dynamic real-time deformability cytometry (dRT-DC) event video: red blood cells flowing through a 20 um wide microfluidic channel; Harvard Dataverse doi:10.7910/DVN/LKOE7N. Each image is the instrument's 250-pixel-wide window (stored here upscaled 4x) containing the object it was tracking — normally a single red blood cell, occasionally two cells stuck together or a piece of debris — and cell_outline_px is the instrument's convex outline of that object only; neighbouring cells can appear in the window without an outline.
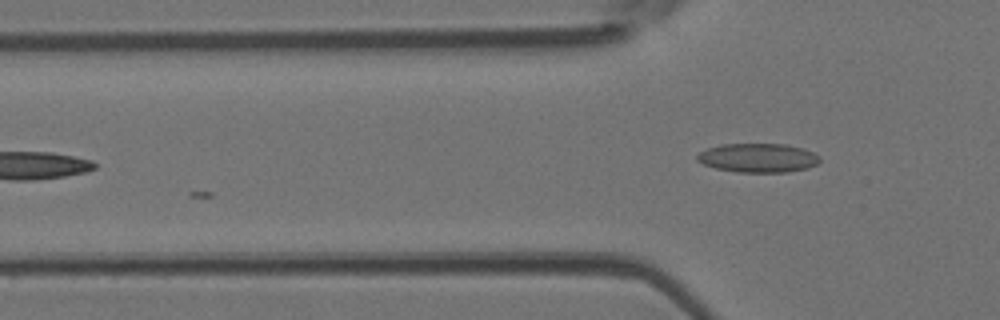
{"species": "Egyptian fruit bat (a non-hibernating species)", "species_latin": "Rousettus aegyptiacus", "temperature_condition": "room temperature", "stored_images_in_passage": 17, "camera_frame_rate_fps": 3000, "um_per_image_px": 0.085, "animal": {"sex": "female"}, "frame": {"image": 1, "passage_image": 17, "time_ms": 5.333, "image_size_px": [1000, 320], "cell_outline_px": [[820, 160], [816, 164], [808, 168], [788, 172], [736, 172], [716, 168], [704, 164], [696, 160], [696, 156], [700, 152], [708, 148], [720, 144], [784, 144], [804, 148], [820, 156]], "centroid_in_image_um": [64.44, 13.42], "position_along_channel_um": 61.4, "area_um2": 20.75}}